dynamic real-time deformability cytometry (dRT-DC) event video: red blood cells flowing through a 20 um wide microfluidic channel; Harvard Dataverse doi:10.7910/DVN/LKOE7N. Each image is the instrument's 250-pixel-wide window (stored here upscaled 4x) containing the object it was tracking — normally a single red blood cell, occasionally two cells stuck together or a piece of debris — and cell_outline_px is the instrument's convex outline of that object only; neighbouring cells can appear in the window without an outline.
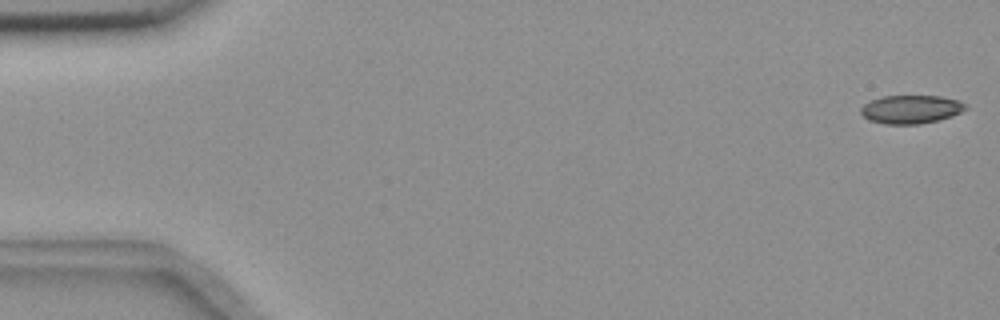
{"species": "common noctule bat (a hibernating species)", "species_latin": "Nyctalus noctula", "temperature_condition": "room temperature", "stored_images_in_passage": 55, "camera_frame_rate_fps": 3000, "um_per_image_px": 0.085, "animal": {"sex": "female", "body_mass_g": 18.4}, "frame": {"image": 1, "passage_image": 1, "time_ms": 0.0, "image_size_px": [1000, 320], "cell_outline_px": [[968, 108], [960, 112], [936, 120], [920, 124], [884, 124], [868, 120], [860, 112], [860, 108], [864, 104], [872, 100], [884, 96], [940, 96], [960, 100], [968, 104]], "centroid_in_image_um": [77.43, 9.28], "position_along_channel_um": 7.6, "area_um2": 17.28}}
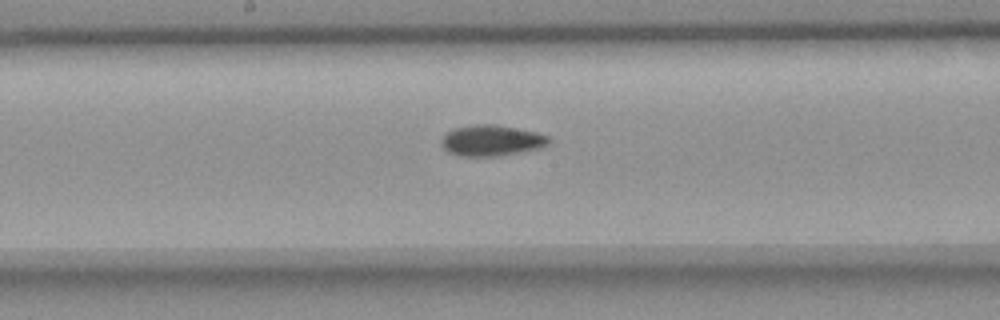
{"frame": {"image": 2, "passage_image": 29, "time_ms": 9.333, "image_size_px": [1000, 320], "cell_outline_px": [[552, 140], [548, 144], [540, 148], [520, 152], [496, 156], [460, 156], [448, 152], [440, 144], [440, 140], [452, 128], [476, 124], [492, 124], [516, 128], [536, 132], [548, 136]], "centroid_in_image_um": [41.76, 11.94], "position_along_channel_um": 206.4, "area_um2": 19.36}}
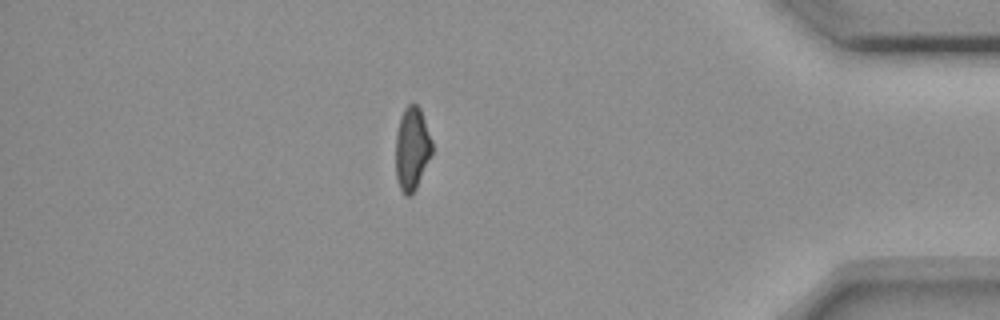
{"frame": {"image": 3, "passage_image": 48, "time_ms": 15.667, "image_size_px": [1000, 320], "cell_outline_px": [[432, 152], [416, 188], [412, 196], [404, 196], [400, 188], [396, 176], [396, 136], [400, 116], [404, 108], [408, 104], [416, 104], [420, 108], [432, 140]], "centroid_in_image_um": [35.01, 12.64], "position_along_channel_um": 400.2, "area_um2": 17.57}, "authors_computed_cell_mechanics": {"area_um2": 18.5538, "velocity_mm_per_s": 3.6667, "shape_relaxation_time_tau1_ms": null, "shape_relaxation_time_tau2_ms": 5.3207, "deformation_change_tau1": null, "deformation_change_tau2": 0.1033}}